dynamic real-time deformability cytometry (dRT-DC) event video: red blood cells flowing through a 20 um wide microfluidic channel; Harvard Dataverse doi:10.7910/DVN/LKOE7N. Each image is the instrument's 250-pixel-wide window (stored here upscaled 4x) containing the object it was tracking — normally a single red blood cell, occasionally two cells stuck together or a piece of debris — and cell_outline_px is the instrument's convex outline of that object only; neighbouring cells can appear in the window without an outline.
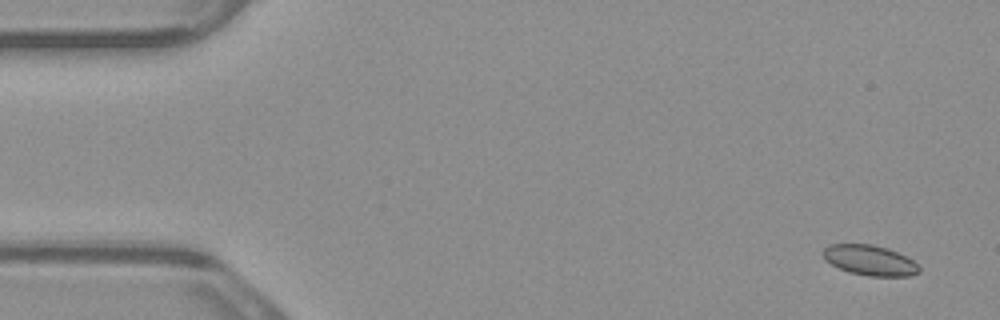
{"species": "common noctule bat (a hibernating species)", "species_latin": "Nyctalus noctula", "temperature_condition": "warm", "stored_images_in_passage": 8, "camera_frame_rate_fps": 3000, "um_per_image_px": 0.085, "animal": {"sex": "male", "body_mass_g": 23.1, "forearm_length_mm": 52.7}, "frame": {"image": 1, "passage_image": 1, "time_ms": 0.0, "image_size_px": [1000, 320], "cell_outline_px": [[920, 272], [908, 276], [868, 276], [848, 272], [824, 260], [820, 252], [828, 244], [872, 244], [888, 248], [912, 260], [920, 268]], "centroid_in_image_um": [73.88, 22.12], "position_along_channel_um": 11.1, "area_um2": 16.99}}
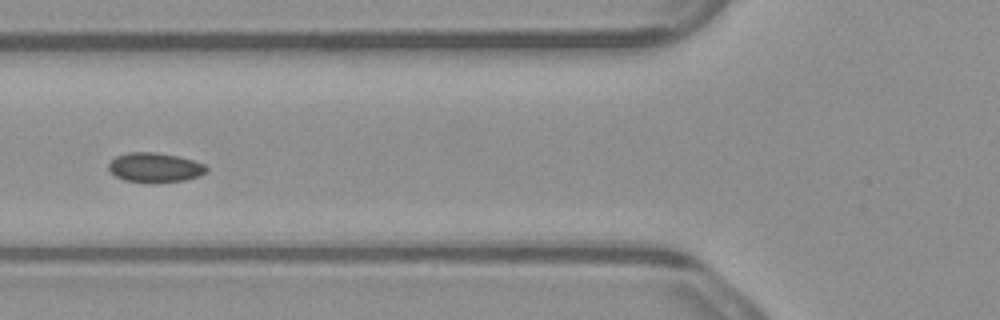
{"frame": {"image": 2, "passage_image": 6, "time_ms": 1.667, "image_size_px": [1000, 320], "cell_outline_px": [[208, 172], [200, 176], [184, 180], [124, 180], [116, 176], [108, 168], [108, 164], [116, 156], [128, 152], [156, 152], [180, 156], [204, 164], [208, 168]], "centroid_in_image_um": [13.2, 14.19], "position_along_channel_um": 112.6, "area_um2": 16.3}}
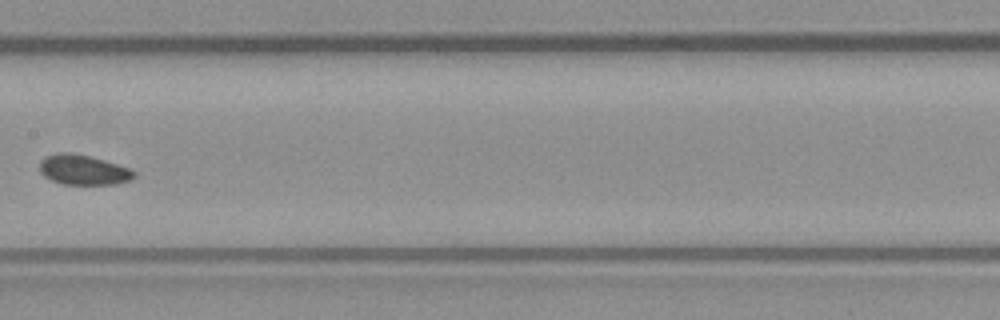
{"frame": {"image": 3, "passage_image": 8, "time_ms": 2.333, "image_size_px": [1000, 320], "cell_outline_px": [[136, 176], [128, 180], [116, 184], [64, 184], [52, 180], [44, 176], [40, 172], [40, 160], [44, 156], [56, 152], [72, 152], [104, 160], [128, 168], [136, 172]], "centroid_in_image_um": [7.04, 14.42], "position_along_channel_um": 200.4, "area_um2": 16.47}}